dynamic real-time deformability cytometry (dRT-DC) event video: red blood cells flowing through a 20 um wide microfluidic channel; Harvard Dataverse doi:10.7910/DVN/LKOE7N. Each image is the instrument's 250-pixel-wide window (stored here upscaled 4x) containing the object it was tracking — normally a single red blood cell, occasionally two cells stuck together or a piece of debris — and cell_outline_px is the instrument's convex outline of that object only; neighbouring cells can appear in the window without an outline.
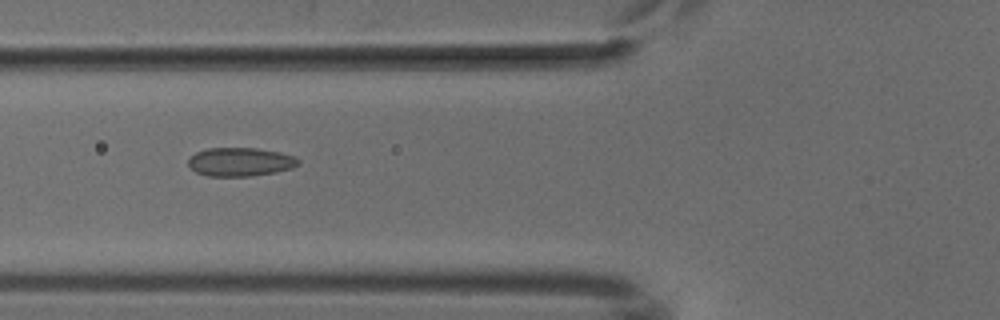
{"species": "common noctule bat (a hibernating species)", "species_latin": "Nyctalus noctula", "temperature_condition": "cold", "stored_images_in_passage": 7, "camera_frame_rate_fps": 3000, "um_per_image_px": 0.085, "animal": {"sex": "male", "body_mass_g": 18.8}, "frame": {"image": 1, "passage_image": 6, "time_ms": 5.667, "image_size_px": [1000, 320], "cell_outline_px": [[300, 164], [292, 168], [276, 172], [248, 176], [208, 176], [196, 172], [188, 164], [188, 160], [196, 152], [208, 148], [256, 148], [280, 152], [292, 156], [300, 160]], "centroid_in_image_um": [20.43, 13.76], "position_along_channel_um": 105.4, "area_um2": 18.26}}
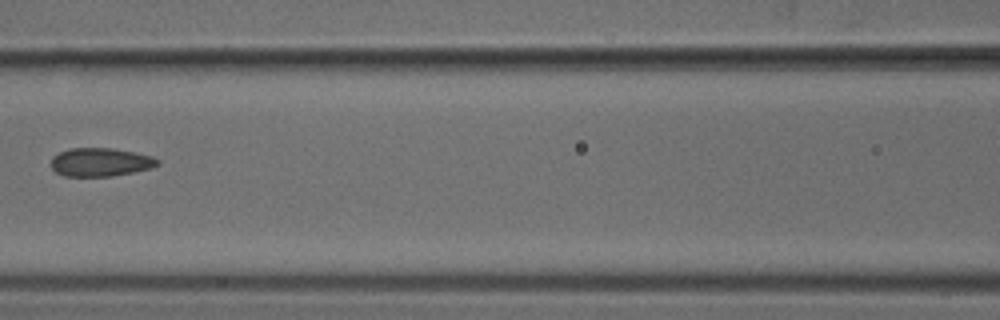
{"frame": {"image": 2, "passage_image": 7, "time_ms": 7.0, "image_size_px": [1000, 320], "cell_outline_px": [[160, 164], [152, 168], [112, 176], [64, 176], [56, 172], [52, 168], [52, 156], [68, 148], [112, 148], [136, 152], [152, 156], [160, 160]], "centroid_in_image_um": [8.56, 13.77], "position_along_channel_um": 158.0, "area_um2": 17.74}}